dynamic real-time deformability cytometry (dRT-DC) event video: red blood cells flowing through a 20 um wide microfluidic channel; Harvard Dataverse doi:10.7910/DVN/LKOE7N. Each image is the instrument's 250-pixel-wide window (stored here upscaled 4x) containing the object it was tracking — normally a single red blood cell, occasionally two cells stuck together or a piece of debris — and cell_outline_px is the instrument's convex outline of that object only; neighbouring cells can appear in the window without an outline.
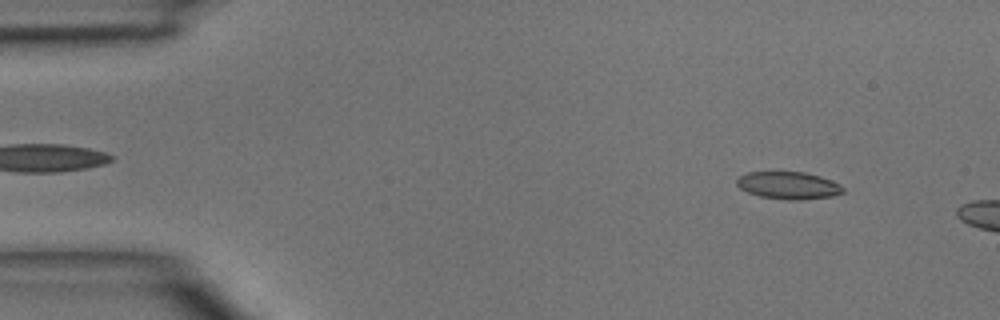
{"species": "common noctule bat (a hibernating species)", "species_latin": "Nyctalus noctula", "temperature_condition": "room temperature", "stored_images_in_passage": 8, "camera_frame_rate_fps": 3000, "um_per_image_px": 0.085, "animal": {"sex": "male", "body_mass_g": 15.6}, "frame": {"image": 1, "passage_image": 4, "time_ms": 1.0, "image_size_px": [1000, 320], "cell_outline_px": [[844, 192], [832, 196], [800, 200], [788, 200], [760, 196], [748, 192], [740, 188], [736, 184], [736, 180], [740, 176], [748, 172], [804, 172], [820, 176], [832, 180], [840, 184], [844, 188]], "centroid_in_image_um": [67.04, 15.76], "position_along_channel_um": 18.0, "area_um2": 16.94}}